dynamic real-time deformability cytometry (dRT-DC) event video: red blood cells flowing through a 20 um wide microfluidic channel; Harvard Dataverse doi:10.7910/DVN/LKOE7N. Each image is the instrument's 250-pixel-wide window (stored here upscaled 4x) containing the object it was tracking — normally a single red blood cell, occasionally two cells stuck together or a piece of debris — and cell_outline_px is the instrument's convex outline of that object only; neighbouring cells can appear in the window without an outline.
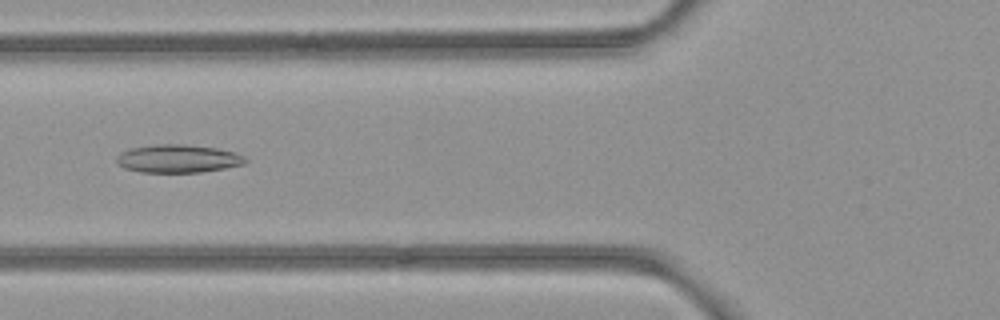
{"species": "common noctule bat (a hibernating species)", "species_latin": "Nyctalus noctula", "temperature_condition": "room temperature", "stored_images_in_passage": 7, "camera_frame_rate_fps": 3000, "um_per_image_px": 0.085, "animal": {"sex": "female", "body_mass_g": 21.9}, "frame": {"image": 1, "passage_image": 7, "time_ms": 2.0, "image_size_px": [1000, 320], "cell_outline_px": [[248, 160], [244, 164], [224, 168], [200, 172], [140, 172], [124, 168], [116, 164], [116, 156], [120, 152], [132, 148], [156, 144], [184, 144], [216, 148], [232, 152], [244, 156]], "centroid_in_image_um": [15.08, 13.48], "position_along_channel_um": 110.7, "area_um2": 21.04}}